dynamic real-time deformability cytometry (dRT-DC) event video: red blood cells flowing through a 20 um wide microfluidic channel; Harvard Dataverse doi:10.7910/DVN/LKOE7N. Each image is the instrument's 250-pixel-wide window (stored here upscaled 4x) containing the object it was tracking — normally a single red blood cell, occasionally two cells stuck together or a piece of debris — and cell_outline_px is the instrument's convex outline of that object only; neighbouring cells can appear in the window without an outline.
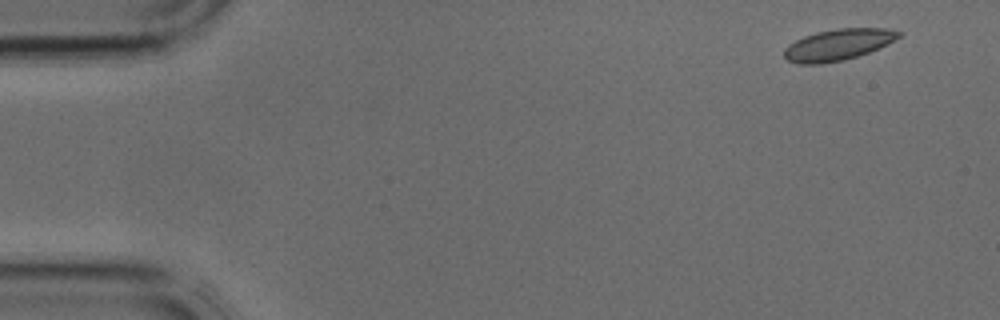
{"species": "common noctule bat (a hibernating species)", "species_latin": "Nyctalus noctula", "temperature_condition": "cold", "stored_images_in_passage": 3, "camera_frame_rate_fps": 3000, "um_per_image_px": 0.085, "animal": {"sex": "male", "body_mass_g": 17.9, "forearm_length_mm": 54.2}, "frame": {"image": 1, "passage_image": 1, "time_ms": 0.0, "image_size_px": [1000, 320], "cell_outline_px": [[904, 32], [900, 36], [888, 44], [868, 52], [844, 60], [820, 64], [800, 64], [788, 60], [784, 56], [784, 48], [788, 44], [804, 36], [816, 32], [836, 28], [884, 28]], "centroid_in_image_um": [71.23, 3.79], "position_along_channel_um": 13.8, "area_um2": 20.87}}